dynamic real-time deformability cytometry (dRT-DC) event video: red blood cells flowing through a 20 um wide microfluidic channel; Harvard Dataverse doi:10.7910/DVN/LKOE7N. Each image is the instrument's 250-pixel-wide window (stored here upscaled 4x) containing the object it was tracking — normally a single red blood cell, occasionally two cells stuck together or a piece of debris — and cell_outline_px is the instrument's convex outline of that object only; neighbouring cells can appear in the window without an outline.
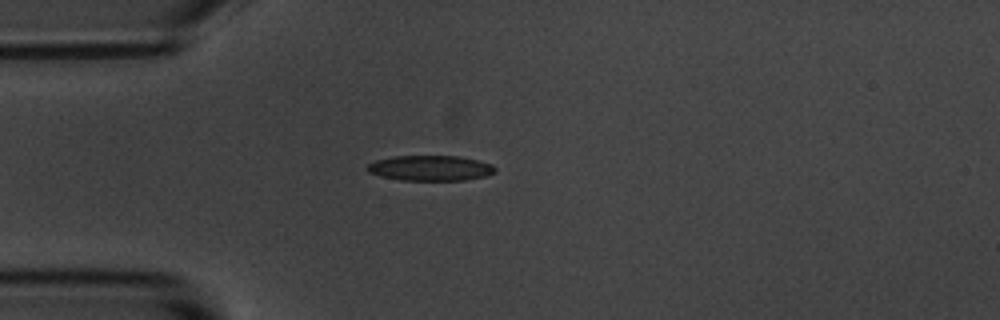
{"species": "common noctule bat (a hibernating species)", "species_latin": "Nyctalus noctula", "temperature_condition": "room temperature", "stored_images_in_passage": 2, "camera_frame_rate_fps": 3000, "um_per_image_px": 0.085, "animal": {"sex": "male", "body_mass_g": 20.1, "forearm_length_mm": 53.5}, "frame": {"image": 1, "passage_image": 1, "time_ms": 0.0, "image_size_px": [1000, 320], "cell_outline_px": [[496, 172], [488, 176], [464, 180], [400, 180], [380, 176], [368, 172], [364, 168], [368, 164], [376, 160], [392, 156], [460, 156], [492, 164], [496, 168]], "centroid_in_image_um": [36.57, 14.29], "position_along_channel_um": 48.4, "area_um2": 19.02}}